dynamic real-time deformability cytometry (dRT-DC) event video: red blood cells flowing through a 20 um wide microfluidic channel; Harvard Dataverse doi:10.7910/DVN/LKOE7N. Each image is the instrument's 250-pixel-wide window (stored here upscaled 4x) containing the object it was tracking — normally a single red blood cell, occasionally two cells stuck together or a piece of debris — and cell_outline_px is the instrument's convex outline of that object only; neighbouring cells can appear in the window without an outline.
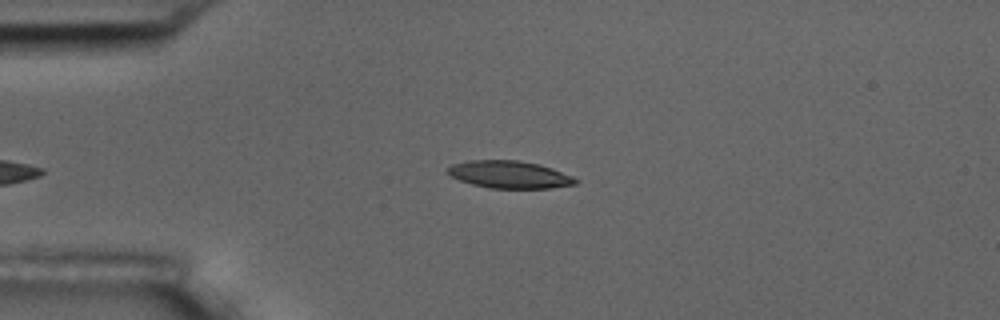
{"species": "common noctule bat (a hibernating species)", "species_latin": "Nyctalus noctula", "temperature_condition": "room temperature", "stored_images_in_passage": 40, "camera_frame_rate_fps": 3000, "um_per_image_px": 0.085, "animal": {"sex": "male", "body_mass_g": 17.5, "forearm_length_mm": 52.3}, "frame": {"image": 1, "passage_image": 2, "time_ms": 0.333, "image_size_px": [1000, 320], "cell_outline_px": [[580, 180], [576, 184], [552, 188], [488, 188], [472, 184], [448, 176], [444, 172], [452, 164], [468, 160], [520, 160], [540, 164], [552, 168], [572, 176]], "centroid_in_image_um": [43.28, 14.83], "position_along_channel_um": 41.7, "area_um2": 20.69}}
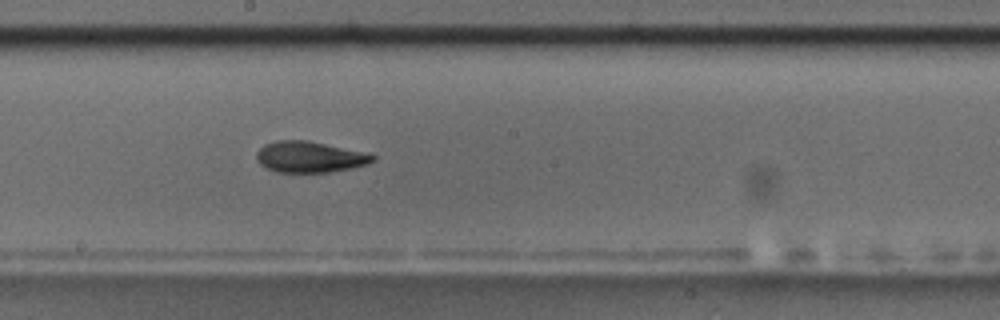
{"frame": {"image": 2, "passage_image": 19, "time_ms": 6.0, "image_size_px": [1000, 320], "cell_outline_px": [[376, 160], [368, 164], [352, 168], [328, 172], [276, 172], [260, 164], [256, 160], [256, 152], [264, 144], [276, 140], [308, 140], [368, 152], [376, 156]], "centroid_in_image_um": [26.35, 13.33], "position_along_channel_um": 221.8, "area_um2": 21.33}}
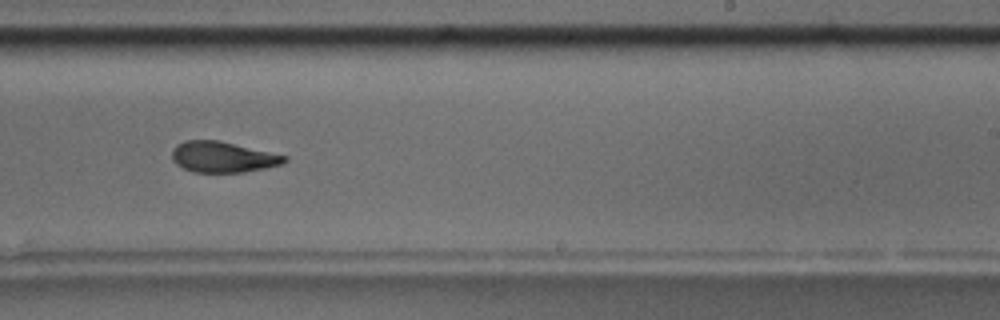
{"frame": {"image": 3, "passage_image": 23, "time_ms": 7.333, "image_size_px": [1000, 320], "cell_outline_px": [[288, 160], [284, 164], [244, 172], [196, 172], [184, 168], [176, 164], [172, 160], [172, 148], [176, 144], [184, 140], [220, 140], [288, 156]], "centroid_in_image_um": [18.94, 13.33], "position_along_channel_um": 270.1, "area_um2": 20.35}, "authors_computed_cell_mechanics": {"area_um2": 20.8369, "velocity_mm_per_s": 3.6203, "shape_relaxation_time_tau1_ms": 7.9762, "shape_relaxation_time_tau2_ms": 3.1381, "deformation_change_tau1": 0.2098, "deformation_change_tau2": 0.1012}}